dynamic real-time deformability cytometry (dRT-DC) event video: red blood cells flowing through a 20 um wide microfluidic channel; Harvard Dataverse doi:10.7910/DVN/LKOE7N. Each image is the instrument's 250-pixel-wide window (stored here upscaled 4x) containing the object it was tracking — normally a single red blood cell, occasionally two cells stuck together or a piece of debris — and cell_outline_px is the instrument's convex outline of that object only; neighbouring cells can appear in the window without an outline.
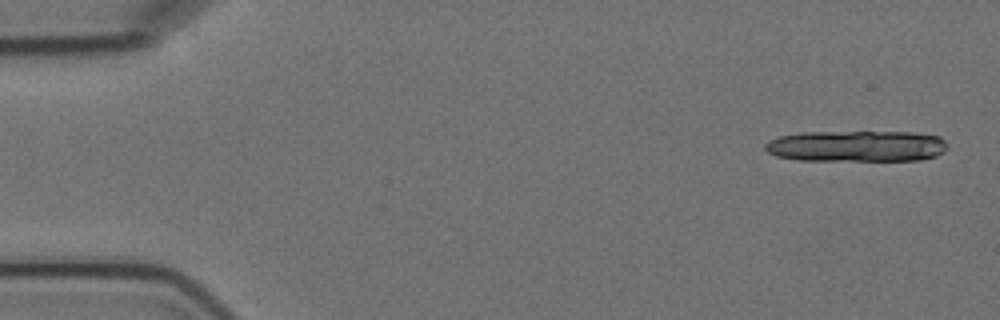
{"species": "Egyptian fruit bat (a non-hibernating species)", "species_latin": "Rousettus aegyptiacus", "temperature_condition": "cold", "stored_images_in_passage": 6, "camera_frame_rate_fps": 3000, "um_per_image_px": 0.085, "animal": {"sex": "female"}, "frame": {"image": 1, "passage_image": 1, "time_ms": 0.0, "image_size_px": [1000, 320], "cell_outline_px": [[948, 144], [944, 152], [936, 156], [920, 160], [796, 160], [776, 156], [768, 152], [764, 148], [764, 144], [768, 140], [780, 136], [800, 132], [912, 132], [940, 136]], "centroid_in_image_um": [72.8, 12.42], "position_along_channel_um": 12.2, "area_um2": 33.41}}
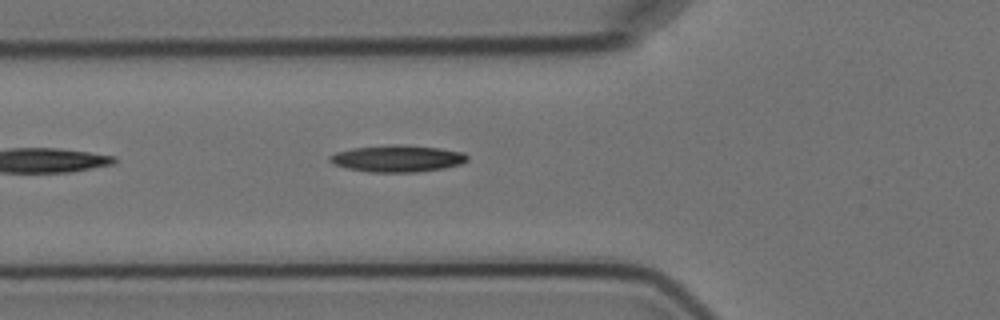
{"frame": {"image": 2, "passage_image": 6, "time_ms": 6.0, "image_size_px": [1000, 320], "cell_outline_px": [[468, 160], [460, 164], [444, 168], [416, 172], [368, 172], [348, 168], [332, 164], [328, 160], [328, 156], [336, 152], [352, 148], [392, 144], [396, 144], [440, 148], [464, 152], [468, 156]], "centroid_in_image_um": [33.76, 13.47], "position_along_channel_um": 92.0, "area_um2": 21.56}}